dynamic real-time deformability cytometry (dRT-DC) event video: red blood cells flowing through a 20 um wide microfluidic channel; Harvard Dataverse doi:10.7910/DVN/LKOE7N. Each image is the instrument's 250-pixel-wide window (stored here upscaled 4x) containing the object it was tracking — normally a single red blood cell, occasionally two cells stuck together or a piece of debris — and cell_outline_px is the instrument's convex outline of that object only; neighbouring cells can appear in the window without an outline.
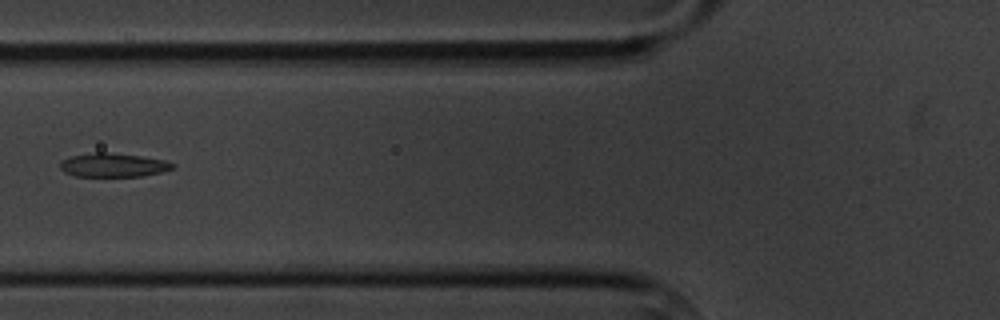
{"species": "common noctule bat (a hibernating species)", "species_latin": "Nyctalus noctula", "temperature_condition": "cold", "stored_images_in_passage": 15, "camera_frame_rate_fps": 3000, "um_per_image_px": 0.085, "animal": {"sex": "male", "body_mass_g": 20.1, "forearm_length_mm": 53.5}, "frame": {"image": 1, "passage_image": 6, "time_ms": 6.667, "image_size_px": [1000, 320], "cell_outline_px": [[176, 164], [172, 168], [160, 172], [140, 176], [72, 176], [64, 172], [60, 168], [60, 164], [64, 160], [72, 156], [96, 152], [104, 152], [140, 156], [164, 160]], "centroid_in_image_um": [9.61, 14.03], "position_along_channel_um": 116.2, "area_um2": 15.32}}
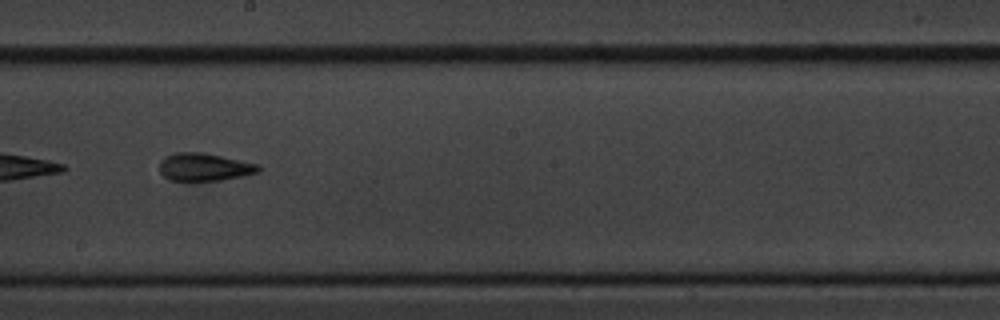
{"frame": {"image": 2, "passage_image": 9, "time_ms": 10.0, "image_size_px": [1000, 320], "cell_outline_px": [[260, 172], [244, 176], [220, 180], [168, 180], [160, 172], [160, 160], [164, 156], [176, 152], [200, 152], [260, 164]], "centroid_in_image_um": [17.37, 14.19], "position_along_channel_um": 230.8, "area_um2": 16.01}}
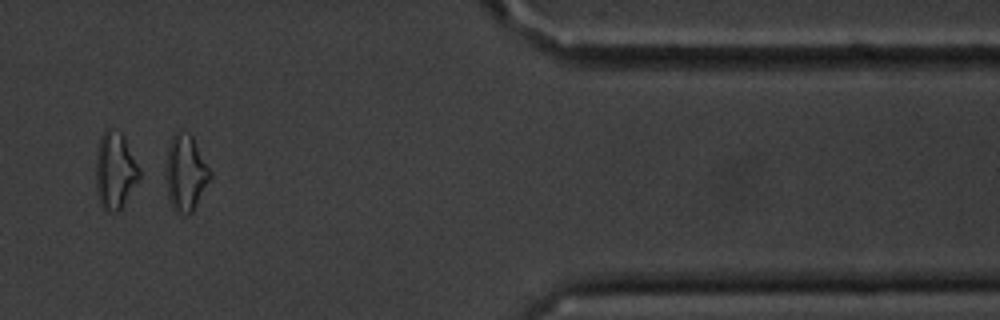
{"frame": {"image": 3, "passage_image": 14, "time_ms": 15.667, "image_size_px": [1000, 320], "cell_outline_px": [[212, 176], [192, 212], [188, 216], [176, 212], [172, 208], [168, 196], [164, 168], [168, 148], [172, 136], [180, 128], [188, 132], [192, 136], [212, 172]], "centroid_in_image_um": [15.76, 14.68], "position_along_channel_um": 395.6, "area_um2": 20.0}, "authors_computed_cell_mechanics": {"area_um2": 16.762, "velocity_mm_per_s": 3.4294, "shape_relaxation_time_tau1_ms": 1.7, "shape_relaxation_time_tau2_ms": 2.0837, "deformation_change_tau1": 0.0848, "deformation_change_tau2": 0.0848}}